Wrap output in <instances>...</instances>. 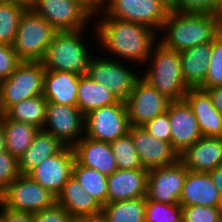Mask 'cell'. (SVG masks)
<instances>
[{"mask_svg":"<svg viewBox=\"0 0 222 222\" xmlns=\"http://www.w3.org/2000/svg\"><path fill=\"white\" fill-rule=\"evenodd\" d=\"M101 20L95 25V39L98 38L99 45L104 51L115 55V59L120 61L135 62L144 66L150 56L153 46L161 37L153 29L139 23L119 20L107 16L102 10L97 12ZM103 13V14H101ZM159 38H158V37ZM118 57V58H117Z\"/></svg>","mask_w":222,"mask_h":222,"instance_id":"1","label":"cell"},{"mask_svg":"<svg viewBox=\"0 0 222 222\" xmlns=\"http://www.w3.org/2000/svg\"><path fill=\"white\" fill-rule=\"evenodd\" d=\"M165 31V32H164ZM222 31L214 14L169 10L158 41L166 48L181 52L193 46L212 42Z\"/></svg>","mask_w":222,"mask_h":222,"instance_id":"2","label":"cell"},{"mask_svg":"<svg viewBox=\"0 0 222 222\" xmlns=\"http://www.w3.org/2000/svg\"><path fill=\"white\" fill-rule=\"evenodd\" d=\"M146 63L149 67L144 75H140L145 81L171 102L184 100L190 88L182 76L179 52L166 48L158 41Z\"/></svg>","mask_w":222,"mask_h":222,"instance_id":"3","label":"cell"},{"mask_svg":"<svg viewBox=\"0 0 222 222\" xmlns=\"http://www.w3.org/2000/svg\"><path fill=\"white\" fill-rule=\"evenodd\" d=\"M85 29L57 31L41 61L46 71H67L80 76L87 75L91 54L86 41Z\"/></svg>","mask_w":222,"mask_h":222,"instance_id":"4","label":"cell"},{"mask_svg":"<svg viewBox=\"0 0 222 222\" xmlns=\"http://www.w3.org/2000/svg\"><path fill=\"white\" fill-rule=\"evenodd\" d=\"M57 31L32 9H27L21 19L13 49L21 61L41 62Z\"/></svg>","mask_w":222,"mask_h":222,"instance_id":"5","label":"cell"},{"mask_svg":"<svg viewBox=\"0 0 222 222\" xmlns=\"http://www.w3.org/2000/svg\"><path fill=\"white\" fill-rule=\"evenodd\" d=\"M45 68L42 62L22 61L8 78L0 81V111L25 99L43 94Z\"/></svg>","mask_w":222,"mask_h":222,"instance_id":"6","label":"cell"},{"mask_svg":"<svg viewBox=\"0 0 222 222\" xmlns=\"http://www.w3.org/2000/svg\"><path fill=\"white\" fill-rule=\"evenodd\" d=\"M31 9L56 31L86 29L94 18V13L79 0H34Z\"/></svg>","mask_w":222,"mask_h":222,"instance_id":"7","label":"cell"},{"mask_svg":"<svg viewBox=\"0 0 222 222\" xmlns=\"http://www.w3.org/2000/svg\"><path fill=\"white\" fill-rule=\"evenodd\" d=\"M169 10L160 0H105L102 8L107 16L142 24L157 34L161 32Z\"/></svg>","mask_w":222,"mask_h":222,"instance_id":"8","label":"cell"},{"mask_svg":"<svg viewBox=\"0 0 222 222\" xmlns=\"http://www.w3.org/2000/svg\"><path fill=\"white\" fill-rule=\"evenodd\" d=\"M130 128L123 101L92 110L84 116V136L111 143L128 133Z\"/></svg>","mask_w":222,"mask_h":222,"instance_id":"9","label":"cell"},{"mask_svg":"<svg viewBox=\"0 0 222 222\" xmlns=\"http://www.w3.org/2000/svg\"><path fill=\"white\" fill-rule=\"evenodd\" d=\"M0 200L7 209L36 213L51 207L56 197L28 175H20L0 193Z\"/></svg>","mask_w":222,"mask_h":222,"instance_id":"10","label":"cell"},{"mask_svg":"<svg viewBox=\"0 0 222 222\" xmlns=\"http://www.w3.org/2000/svg\"><path fill=\"white\" fill-rule=\"evenodd\" d=\"M95 57V58H94ZM127 63L110 57L93 56L90 60L87 75L112 92L119 101L125 102L136 81L141 77ZM130 69H132L130 71Z\"/></svg>","mask_w":222,"mask_h":222,"instance_id":"11","label":"cell"},{"mask_svg":"<svg viewBox=\"0 0 222 222\" xmlns=\"http://www.w3.org/2000/svg\"><path fill=\"white\" fill-rule=\"evenodd\" d=\"M171 101L140 77L125 104L130 126H143L167 111Z\"/></svg>","mask_w":222,"mask_h":222,"instance_id":"12","label":"cell"},{"mask_svg":"<svg viewBox=\"0 0 222 222\" xmlns=\"http://www.w3.org/2000/svg\"><path fill=\"white\" fill-rule=\"evenodd\" d=\"M188 169L177 162L148 171L145 199L159 203H179Z\"/></svg>","mask_w":222,"mask_h":222,"instance_id":"13","label":"cell"},{"mask_svg":"<svg viewBox=\"0 0 222 222\" xmlns=\"http://www.w3.org/2000/svg\"><path fill=\"white\" fill-rule=\"evenodd\" d=\"M43 130L73 147L84 136V115L75 106L47 103Z\"/></svg>","mask_w":222,"mask_h":222,"instance_id":"14","label":"cell"},{"mask_svg":"<svg viewBox=\"0 0 222 222\" xmlns=\"http://www.w3.org/2000/svg\"><path fill=\"white\" fill-rule=\"evenodd\" d=\"M74 161L72 147L65 146L59 153L43 160L27 175L56 197L72 176Z\"/></svg>","mask_w":222,"mask_h":222,"instance_id":"15","label":"cell"},{"mask_svg":"<svg viewBox=\"0 0 222 222\" xmlns=\"http://www.w3.org/2000/svg\"><path fill=\"white\" fill-rule=\"evenodd\" d=\"M132 137L143 168L171 165L180 159L179 153L170 142L155 138L143 126H130L128 131Z\"/></svg>","mask_w":222,"mask_h":222,"instance_id":"16","label":"cell"},{"mask_svg":"<svg viewBox=\"0 0 222 222\" xmlns=\"http://www.w3.org/2000/svg\"><path fill=\"white\" fill-rule=\"evenodd\" d=\"M167 112L171 129L170 143L180 155L203 135L192 108L185 100L170 102Z\"/></svg>","mask_w":222,"mask_h":222,"instance_id":"17","label":"cell"},{"mask_svg":"<svg viewBox=\"0 0 222 222\" xmlns=\"http://www.w3.org/2000/svg\"><path fill=\"white\" fill-rule=\"evenodd\" d=\"M148 171L145 168L117 169L109 175L108 202L145 197Z\"/></svg>","mask_w":222,"mask_h":222,"instance_id":"18","label":"cell"},{"mask_svg":"<svg viewBox=\"0 0 222 222\" xmlns=\"http://www.w3.org/2000/svg\"><path fill=\"white\" fill-rule=\"evenodd\" d=\"M180 160L188 170L206 172L222 165L221 137H204L180 154Z\"/></svg>","mask_w":222,"mask_h":222,"instance_id":"19","label":"cell"},{"mask_svg":"<svg viewBox=\"0 0 222 222\" xmlns=\"http://www.w3.org/2000/svg\"><path fill=\"white\" fill-rule=\"evenodd\" d=\"M75 161L107 176L118 168L110 144L83 136L73 147Z\"/></svg>","mask_w":222,"mask_h":222,"instance_id":"20","label":"cell"},{"mask_svg":"<svg viewBox=\"0 0 222 222\" xmlns=\"http://www.w3.org/2000/svg\"><path fill=\"white\" fill-rule=\"evenodd\" d=\"M184 100L192 108L204 137H221L222 114L214 107L209 93L201 88H190Z\"/></svg>","mask_w":222,"mask_h":222,"instance_id":"21","label":"cell"},{"mask_svg":"<svg viewBox=\"0 0 222 222\" xmlns=\"http://www.w3.org/2000/svg\"><path fill=\"white\" fill-rule=\"evenodd\" d=\"M221 193L212 182L209 173L187 171L179 204L181 206L218 207Z\"/></svg>","mask_w":222,"mask_h":222,"instance_id":"22","label":"cell"},{"mask_svg":"<svg viewBox=\"0 0 222 222\" xmlns=\"http://www.w3.org/2000/svg\"><path fill=\"white\" fill-rule=\"evenodd\" d=\"M56 203L63 207L73 218L95 216L102 213V206L72 175L56 196Z\"/></svg>","mask_w":222,"mask_h":222,"instance_id":"23","label":"cell"},{"mask_svg":"<svg viewBox=\"0 0 222 222\" xmlns=\"http://www.w3.org/2000/svg\"><path fill=\"white\" fill-rule=\"evenodd\" d=\"M80 75L67 71H46L43 96L48 103L77 107V90Z\"/></svg>","mask_w":222,"mask_h":222,"instance_id":"24","label":"cell"},{"mask_svg":"<svg viewBox=\"0 0 222 222\" xmlns=\"http://www.w3.org/2000/svg\"><path fill=\"white\" fill-rule=\"evenodd\" d=\"M212 42L185 49L180 54L182 76L189 88H204Z\"/></svg>","mask_w":222,"mask_h":222,"instance_id":"25","label":"cell"},{"mask_svg":"<svg viewBox=\"0 0 222 222\" xmlns=\"http://www.w3.org/2000/svg\"><path fill=\"white\" fill-rule=\"evenodd\" d=\"M64 147L53 135L40 129L31 145L18 159L21 175H27L43 160L59 153Z\"/></svg>","mask_w":222,"mask_h":222,"instance_id":"26","label":"cell"},{"mask_svg":"<svg viewBox=\"0 0 222 222\" xmlns=\"http://www.w3.org/2000/svg\"><path fill=\"white\" fill-rule=\"evenodd\" d=\"M119 100L106 86L93 81L88 75L79 78L77 107L85 116L92 110L118 103Z\"/></svg>","mask_w":222,"mask_h":222,"instance_id":"27","label":"cell"},{"mask_svg":"<svg viewBox=\"0 0 222 222\" xmlns=\"http://www.w3.org/2000/svg\"><path fill=\"white\" fill-rule=\"evenodd\" d=\"M0 123L5 133L6 151L19 159L31 145L40 129L33 125L10 120L4 114L0 117Z\"/></svg>","mask_w":222,"mask_h":222,"instance_id":"28","label":"cell"},{"mask_svg":"<svg viewBox=\"0 0 222 222\" xmlns=\"http://www.w3.org/2000/svg\"><path fill=\"white\" fill-rule=\"evenodd\" d=\"M47 103L48 101L43 95L25 99L11 106L4 115L10 120L43 129L46 120Z\"/></svg>","mask_w":222,"mask_h":222,"instance_id":"29","label":"cell"},{"mask_svg":"<svg viewBox=\"0 0 222 222\" xmlns=\"http://www.w3.org/2000/svg\"><path fill=\"white\" fill-rule=\"evenodd\" d=\"M145 197L108 202L102 206V215L108 222H145Z\"/></svg>","mask_w":222,"mask_h":222,"instance_id":"30","label":"cell"},{"mask_svg":"<svg viewBox=\"0 0 222 222\" xmlns=\"http://www.w3.org/2000/svg\"><path fill=\"white\" fill-rule=\"evenodd\" d=\"M72 175L81 184V187L92 195L101 206L108 203L107 175L101 172L78 164L74 161Z\"/></svg>","mask_w":222,"mask_h":222,"instance_id":"31","label":"cell"},{"mask_svg":"<svg viewBox=\"0 0 222 222\" xmlns=\"http://www.w3.org/2000/svg\"><path fill=\"white\" fill-rule=\"evenodd\" d=\"M26 10L20 4L0 0V44L13 45L20 19Z\"/></svg>","mask_w":222,"mask_h":222,"instance_id":"32","label":"cell"},{"mask_svg":"<svg viewBox=\"0 0 222 222\" xmlns=\"http://www.w3.org/2000/svg\"><path fill=\"white\" fill-rule=\"evenodd\" d=\"M109 144L118 169L143 168L129 132Z\"/></svg>","mask_w":222,"mask_h":222,"instance_id":"33","label":"cell"},{"mask_svg":"<svg viewBox=\"0 0 222 222\" xmlns=\"http://www.w3.org/2000/svg\"><path fill=\"white\" fill-rule=\"evenodd\" d=\"M182 206L179 203L167 204L146 199L145 222H180Z\"/></svg>","mask_w":222,"mask_h":222,"instance_id":"34","label":"cell"},{"mask_svg":"<svg viewBox=\"0 0 222 222\" xmlns=\"http://www.w3.org/2000/svg\"><path fill=\"white\" fill-rule=\"evenodd\" d=\"M218 86H222V31L212 41L208 73L204 80V88Z\"/></svg>","mask_w":222,"mask_h":222,"instance_id":"35","label":"cell"},{"mask_svg":"<svg viewBox=\"0 0 222 222\" xmlns=\"http://www.w3.org/2000/svg\"><path fill=\"white\" fill-rule=\"evenodd\" d=\"M182 220L184 222H222V216L218 207L182 206Z\"/></svg>","mask_w":222,"mask_h":222,"instance_id":"36","label":"cell"},{"mask_svg":"<svg viewBox=\"0 0 222 222\" xmlns=\"http://www.w3.org/2000/svg\"><path fill=\"white\" fill-rule=\"evenodd\" d=\"M18 159L9 152H0V193L20 176Z\"/></svg>","mask_w":222,"mask_h":222,"instance_id":"37","label":"cell"},{"mask_svg":"<svg viewBox=\"0 0 222 222\" xmlns=\"http://www.w3.org/2000/svg\"><path fill=\"white\" fill-rule=\"evenodd\" d=\"M218 0H177L171 10L177 12L214 14Z\"/></svg>","mask_w":222,"mask_h":222,"instance_id":"38","label":"cell"},{"mask_svg":"<svg viewBox=\"0 0 222 222\" xmlns=\"http://www.w3.org/2000/svg\"><path fill=\"white\" fill-rule=\"evenodd\" d=\"M21 62L13 46L0 44V81L8 78Z\"/></svg>","mask_w":222,"mask_h":222,"instance_id":"39","label":"cell"},{"mask_svg":"<svg viewBox=\"0 0 222 222\" xmlns=\"http://www.w3.org/2000/svg\"><path fill=\"white\" fill-rule=\"evenodd\" d=\"M143 127L155 138L170 142L171 129L167 111L148 121Z\"/></svg>","mask_w":222,"mask_h":222,"instance_id":"40","label":"cell"},{"mask_svg":"<svg viewBox=\"0 0 222 222\" xmlns=\"http://www.w3.org/2000/svg\"><path fill=\"white\" fill-rule=\"evenodd\" d=\"M73 217L56 202L39 212L33 213V222H71Z\"/></svg>","mask_w":222,"mask_h":222,"instance_id":"41","label":"cell"},{"mask_svg":"<svg viewBox=\"0 0 222 222\" xmlns=\"http://www.w3.org/2000/svg\"><path fill=\"white\" fill-rule=\"evenodd\" d=\"M0 219L3 222H33V213L7 209L0 204Z\"/></svg>","mask_w":222,"mask_h":222,"instance_id":"42","label":"cell"},{"mask_svg":"<svg viewBox=\"0 0 222 222\" xmlns=\"http://www.w3.org/2000/svg\"><path fill=\"white\" fill-rule=\"evenodd\" d=\"M203 89L209 93L214 107L222 114V86Z\"/></svg>","mask_w":222,"mask_h":222,"instance_id":"43","label":"cell"},{"mask_svg":"<svg viewBox=\"0 0 222 222\" xmlns=\"http://www.w3.org/2000/svg\"><path fill=\"white\" fill-rule=\"evenodd\" d=\"M79 1H81L94 13V18H97L98 16L97 12L102 10L105 3V0H79Z\"/></svg>","mask_w":222,"mask_h":222,"instance_id":"44","label":"cell"},{"mask_svg":"<svg viewBox=\"0 0 222 222\" xmlns=\"http://www.w3.org/2000/svg\"><path fill=\"white\" fill-rule=\"evenodd\" d=\"M212 182L222 194V165L216 167L214 170L208 172Z\"/></svg>","mask_w":222,"mask_h":222,"instance_id":"45","label":"cell"},{"mask_svg":"<svg viewBox=\"0 0 222 222\" xmlns=\"http://www.w3.org/2000/svg\"><path fill=\"white\" fill-rule=\"evenodd\" d=\"M82 222H108V221L101 213L95 216L82 217Z\"/></svg>","mask_w":222,"mask_h":222,"instance_id":"46","label":"cell"},{"mask_svg":"<svg viewBox=\"0 0 222 222\" xmlns=\"http://www.w3.org/2000/svg\"><path fill=\"white\" fill-rule=\"evenodd\" d=\"M2 1L17 3L24 6L26 9H31L34 3V0H2Z\"/></svg>","mask_w":222,"mask_h":222,"instance_id":"47","label":"cell"},{"mask_svg":"<svg viewBox=\"0 0 222 222\" xmlns=\"http://www.w3.org/2000/svg\"><path fill=\"white\" fill-rule=\"evenodd\" d=\"M214 15L222 25V0H218L216 10L214 11Z\"/></svg>","mask_w":222,"mask_h":222,"instance_id":"48","label":"cell"},{"mask_svg":"<svg viewBox=\"0 0 222 222\" xmlns=\"http://www.w3.org/2000/svg\"><path fill=\"white\" fill-rule=\"evenodd\" d=\"M6 151V145H5V133L2 128V124L0 123V152Z\"/></svg>","mask_w":222,"mask_h":222,"instance_id":"49","label":"cell"},{"mask_svg":"<svg viewBox=\"0 0 222 222\" xmlns=\"http://www.w3.org/2000/svg\"><path fill=\"white\" fill-rule=\"evenodd\" d=\"M165 6H167L169 9H171L177 0H160Z\"/></svg>","mask_w":222,"mask_h":222,"instance_id":"50","label":"cell"},{"mask_svg":"<svg viewBox=\"0 0 222 222\" xmlns=\"http://www.w3.org/2000/svg\"><path fill=\"white\" fill-rule=\"evenodd\" d=\"M218 210L220 211V214L222 216V194H221V197H220V201H219V205H218Z\"/></svg>","mask_w":222,"mask_h":222,"instance_id":"51","label":"cell"},{"mask_svg":"<svg viewBox=\"0 0 222 222\" xmlns=\"http://www.w3.org/2000/svg\"><path fill=\"white\" fill-rule=\"evenodd\" d=\"M71 222H82V217L81 218H73Z\"/></svg>","mask_w":222,"mask_h":222,"instance_id":"52","label":"cell"}]
</instances>
